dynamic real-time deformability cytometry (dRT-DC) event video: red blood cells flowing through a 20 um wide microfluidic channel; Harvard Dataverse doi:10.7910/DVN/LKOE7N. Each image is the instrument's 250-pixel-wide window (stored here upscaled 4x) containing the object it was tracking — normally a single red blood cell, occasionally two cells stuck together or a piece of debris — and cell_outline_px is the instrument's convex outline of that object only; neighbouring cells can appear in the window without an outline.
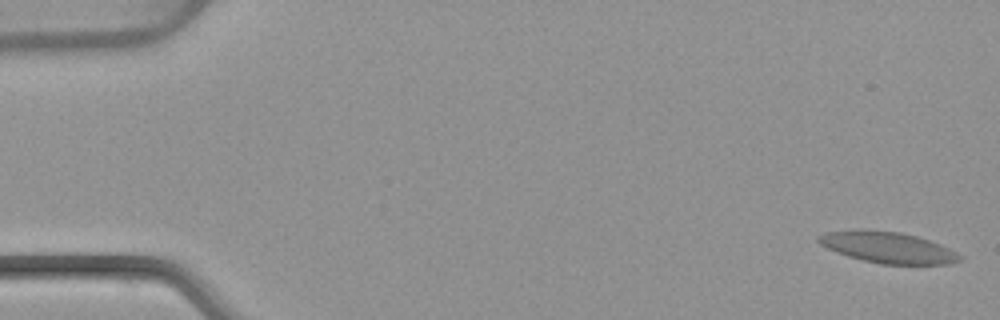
{"species": "common noctule bat (a hibernating species)", "species_latin": "Nyctalus noctula", "temperature_condition": "warm", "stored_images_in_passage": 53, "camera_frame_rate_fps": 3000, "um_per_image_px": 0.085, "animal": {"sex": "female", "body_mass_g": 22.7, "forearm_length_mm": 54.2}, "frame": {"image": 1, "passage_image": 1, "time_ms": 0.0, "image_size_px": [1000, 320], "cell_outline_px": [[964, 256], [960, 260], [948, 264], [880, 264], [848, 256], [828, 248], [820, 244], [816, 240], [816, 236], [824, 232], [860, 228], [900, 232], [916, 236], [940, 244]], "centroid_in_image_um": [75.42, 21.01], "position_along_channel_um": 9.6, "area_um2": 25.78}}
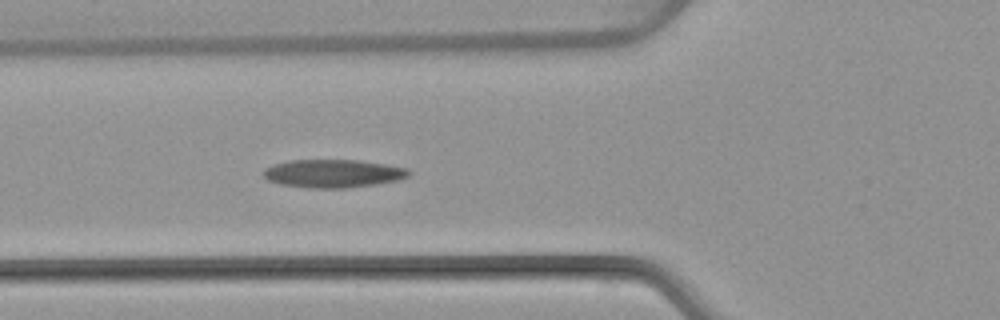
{"frame": {"image": 2, "passage_image": 19, "time_ms": 6.0, "image_size_px": [1000, 320], "cell_outline_px": [[412, 172], [408, 176], [396, 180], [376, 184], [348, 188], [308, 188], [280, 184], [268, 180], [264, 176], [264, 168], [272, 164], [292, 160], [360, 160], [408, 168]], "centroid_in_image_um": [28.31, 14.74], "position_along_channel_um": 97.5, "area_um2": 23.87}}
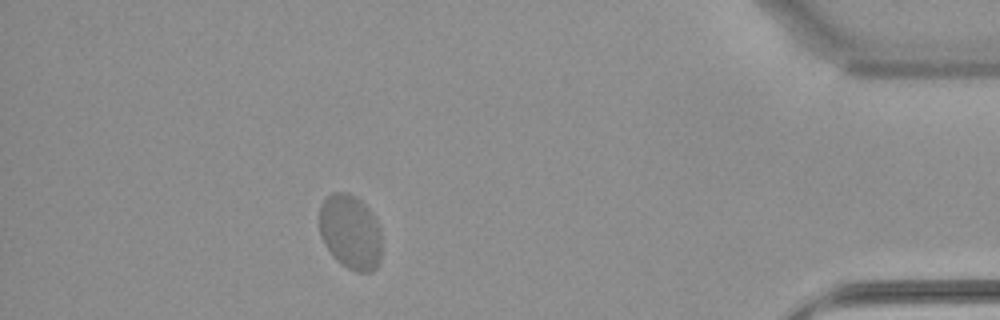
{"frame": {"image": 3, "passage_image": 47, "time_ms": 15.333, "image_size_px": [1000, 320], "cell_outline_px": [[380, 260], [376, 268], [372, 272], [356, 272], [348, 268], [336, 260], [332, 256], [324, 244], [320, 236], [320, 204], [332, 192], [348, 192], [356, 196], [376, 216], [380, 224]], "centroid_in_image_um": [29.79, 19.71], "position_along_channel_um": 405.4, "area_um2": 27.51}, "authors_computed_cell_mechanics": {"area_um2": 24.7384, "velocity_mm_per_s": 3.8306, "shape_relaxation_time_tau1_ms": 8.0537, "shape_relaxation_time_tau2_ms": null, "deformation_change_tau1": 0.1526, "deformation_change_tau2": null}}